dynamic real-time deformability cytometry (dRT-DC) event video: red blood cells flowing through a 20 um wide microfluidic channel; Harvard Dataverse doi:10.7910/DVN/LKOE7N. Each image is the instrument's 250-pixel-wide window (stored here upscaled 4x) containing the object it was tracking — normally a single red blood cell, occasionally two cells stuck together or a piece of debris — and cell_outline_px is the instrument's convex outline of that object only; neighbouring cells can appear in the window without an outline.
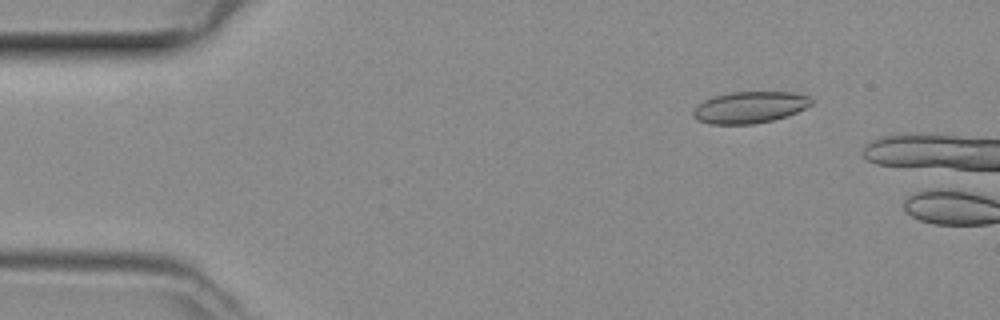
{"species": "common noctule bat (a hibernating species)", "species_latin": "Nyctalus noctula", "temperature_condition": "room temperature", "stored_images_in_passage": 8, "camera_frame_rate_fps": 3000, "um_per_image_px": 0.085, "animal": {"sex": "female", "body_mass_g": 29.2, "forearm_length_mm": 56.3}, "frame": {"image": 1, "passage_image": 6, "time_ms": 1.667, "image_size_px": [1000, 320], "cell_outline_px": [[812, 104], [788, 116], [772, 120], [752, 124], [708, 124], [696, 120], [692, 116], [692, 112], [704, 100], [716, 96], [732, 92], [792, 92], [808, 96], [812, 100]], "centroid_in_image_um": [63.72, 9.13], "position_along_channel_um": 21.3, "area_um2": 21.62}}